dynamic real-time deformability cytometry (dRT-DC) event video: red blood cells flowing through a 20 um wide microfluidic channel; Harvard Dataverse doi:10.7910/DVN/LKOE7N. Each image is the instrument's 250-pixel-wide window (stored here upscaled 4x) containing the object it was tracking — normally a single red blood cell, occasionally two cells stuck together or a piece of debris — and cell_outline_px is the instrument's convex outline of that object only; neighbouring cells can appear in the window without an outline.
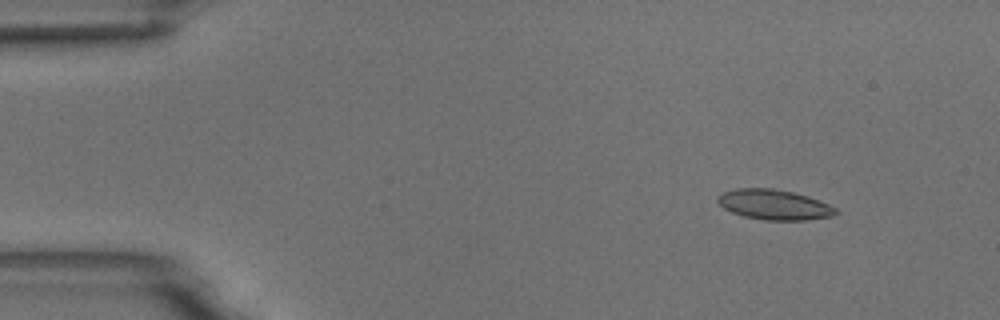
{"species": "common noctule bat (a hibernating species)", "species_latin": "Nyctalus noctula", "temperature_condition": "room temperature", "stored_images_in_passage": 4, "camera_frame_rate_fps": 3000, "um_per_image_px": 0.085, "animal": {"sex": "male", "body_mass_g": 18.8}, "frame": {"image": 1, "passage_image": 1, "time_ms": 0.0, "image_size_px": [1000, 320], "cell_outline_px": [[840, 212], [832, 216], [804, 220], [764, 220], [744, 216], [732, 212], [724, 208], [716, 200], [716, 196], [724, 192], [736, 188], [772, 188], [792, 192], [808, 196], [828, 204], [836, 208]], "centroid_in_image_um": [65.8, 17.39], "position_along_channel_um": 19.2, "area_um2": 20.69}}
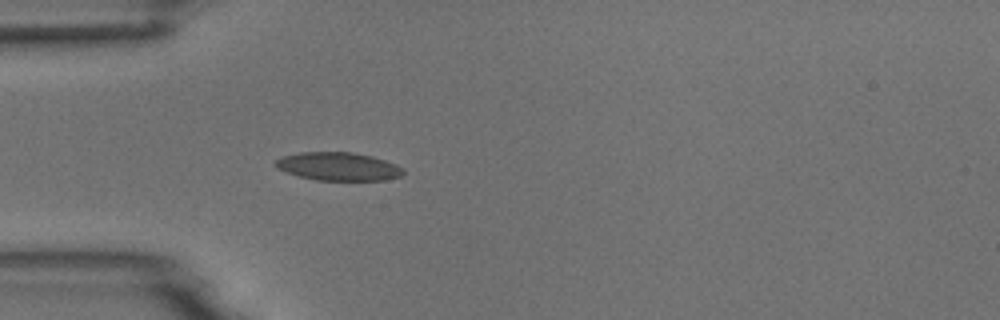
{"frame": {"image": 2, "passage_image": 4, "time_ms": 1.0, "image_size_px": [1000, 320], "cell_outline_px": [[404, 172], [400, 176], [384, 180], [316, 180], [300, 176], [276, 168], [272, 164], [276, 160], [284, 156], [300, 152], [352, 152], [372, 156], [396, 164], [404, 168]], "centroid_in_image_um": [28.76, 14.14], "position_along_channel_um": 56.2, "area_um2": 20.92}}